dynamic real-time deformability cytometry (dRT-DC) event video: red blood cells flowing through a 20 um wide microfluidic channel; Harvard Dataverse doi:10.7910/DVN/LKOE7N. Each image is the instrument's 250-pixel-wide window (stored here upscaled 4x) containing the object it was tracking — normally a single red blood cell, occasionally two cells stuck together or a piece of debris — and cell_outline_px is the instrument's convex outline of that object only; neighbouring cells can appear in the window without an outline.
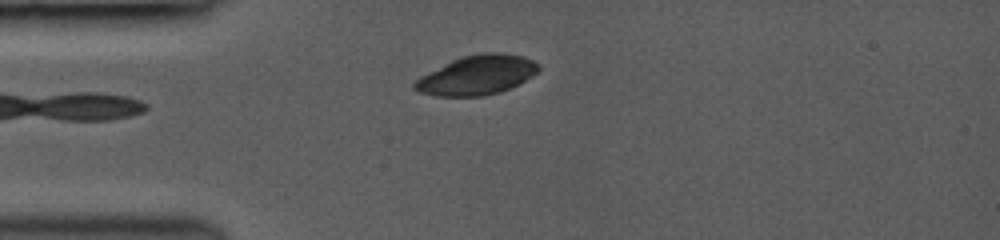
{"species": "common noctule bat (a hibernating species)", "species_latin": "Nyctalus noctula", "temperature_condition": "room temperature", "stored_images_in_passage": 4, "camera_frame_rate_fps": 3000, "um_per_image_px": 0.085, "animal": {"sex": "female", "body_mass_g": 19.0, "forearm_length_mm": 53.3}, "frame": {"image": 1, "passage_image": 4, "time_ms": 3.0, "image_size_px": [1000, 240], "cell_outline_px": [[540, 68], [532, 76], [500, 92], [484, 96], [436, 96], [420, 92], [412, 88], [412, 84], [420, 76], [460, 56], [484, 52], [500, 52], [520, 56], [532, 60]], "centroid_in_image_um": [40.49, 6.38], "position_along_channel_um": 44.5, "area_um2": 28.21}}